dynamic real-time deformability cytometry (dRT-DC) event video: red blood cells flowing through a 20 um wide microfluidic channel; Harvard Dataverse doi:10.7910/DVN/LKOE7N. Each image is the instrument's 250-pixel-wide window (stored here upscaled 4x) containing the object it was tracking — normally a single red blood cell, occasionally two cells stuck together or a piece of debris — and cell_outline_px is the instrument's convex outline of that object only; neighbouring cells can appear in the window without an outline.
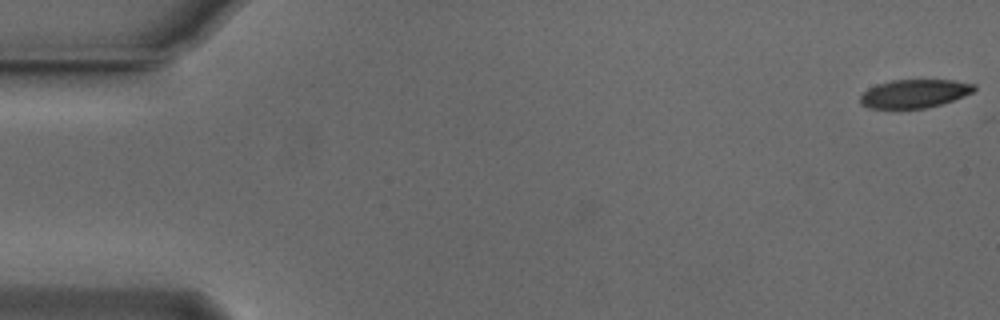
{"species": "Egyptian fruit bat (a non-hibernating species)", "species_latin": "Rousettus aegyptiacus", "temperature_condition": "cold", "stored_images_in_passage": 8, "camera_frame_rate_fps": 3000, "um_per_image_px": 0.085, "animal": {"sex": "male"}, "frame": {"image": 1, "passage_image": 1, "time_ms": 0.0, "image_size_px": [1000, 320], "cell_outline_px": [[976, 88], [972, 92], [964, 96], [928, 108], [868, 108], [860, 104], [860, 96], [868, 88], [876, 84], [892, 80], [952, 80], [976, 84]], "centroid_in_image_um": [77.71, 7.95], "position_along_channel_um": 7.3, "area_um2": 18.84}}